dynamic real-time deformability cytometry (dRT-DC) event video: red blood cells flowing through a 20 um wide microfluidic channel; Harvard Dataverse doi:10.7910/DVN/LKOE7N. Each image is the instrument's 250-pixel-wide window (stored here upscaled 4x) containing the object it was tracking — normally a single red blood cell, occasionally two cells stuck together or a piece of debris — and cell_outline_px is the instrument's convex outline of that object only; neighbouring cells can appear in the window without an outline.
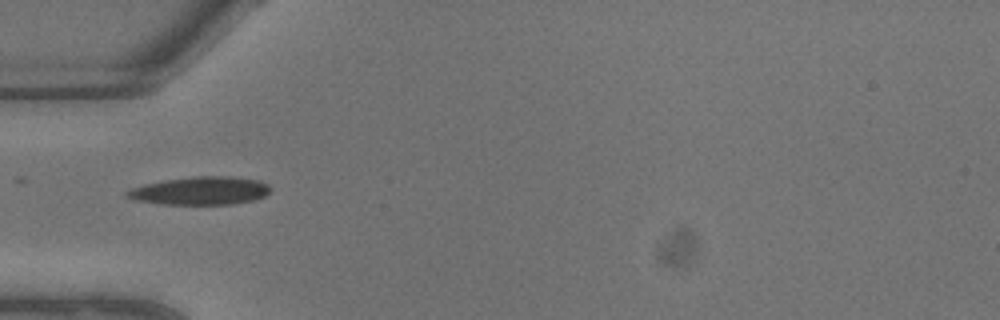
{"species": "common noctule bat (a hibernating species)", "species_latin": "Nyctalus noctula", "temperature_condition": "warm", "stored_images_in_passage": 2, "camera_frame_rate_fps": 3000, "um_per_image_px": 0.085, "animal": {"sex": "male", "body_mass_g": 13.3}, "frame": {"image": 1, "passage_image": 1, "time_ms": 0.0, "image_size_px": [1000, 320], "cell_outline_px": [[268, 192], [264, 196], [252, 200], [232, 204], [164, 204], [136, 200], [124, 196], [124, 192], [132, 188], [144, 184], [164, 180], [192, 176], [228, 176], [260, 180], [268, 184]], "centroid_in_image_um": [16.99, 16.2], "position_along_channel_um": 68.0, "area_um2": 23.35}}
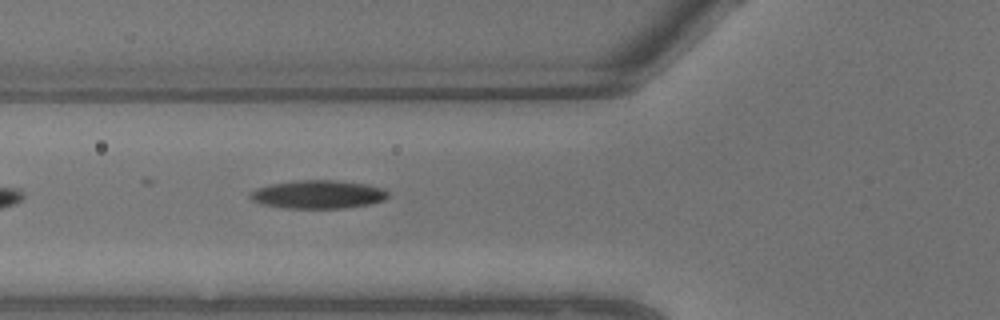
{"frame": {"image": 2, "passage_image": 2, "time_ms": 0.333, "image_size_px": [1000, 320], "cell_outline_px": [[388, 196], [384, 200], [368, 204], [344, 208], [284, 208], [260, 204], [252, 200], [248, 196], [248, 192], [256, 188], [272, 184], [296, 180], [336, 180], [368, 184], [384, 188], [388, 192]], "centroid_in_image_um": [27.01, 16.52], "position_along_channel_um": 98.8, "area_um2": 22.95}}